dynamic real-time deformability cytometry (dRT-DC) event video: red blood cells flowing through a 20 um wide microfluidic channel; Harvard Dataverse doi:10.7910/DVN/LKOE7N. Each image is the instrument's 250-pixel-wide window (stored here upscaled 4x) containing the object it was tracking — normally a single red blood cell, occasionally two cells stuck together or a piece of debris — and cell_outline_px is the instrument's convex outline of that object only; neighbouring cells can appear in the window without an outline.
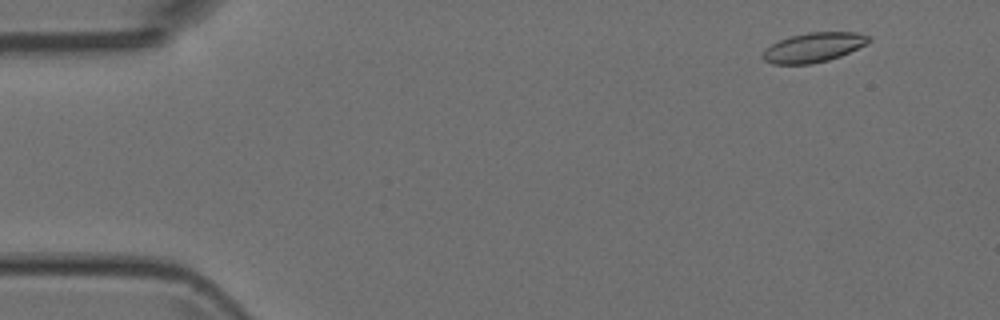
{"species": "Egyptian fruit bat (a non-hibernating species)", "species_latin": "Rousettus aegyptiacus", "temperature_condition": "room temperature", "stored_images_in_passage": 51, "camera_frame_rate_fps": 3000, "um_per_image_px": 0.085, "animal": {"sex": "female"}, "frame": {"image": 1, "passage_image": 4, "time_ms": 1.0, "image_size_px": [1000, 320], "cell_outline_px": [[872, 40], [868, 44], [840, 56], [828, 60], [812, 64], [772, 64], [764, 60], [764, 52], [772, 44], [788, 36], [808, 32], [860, 32], [872, 36]], "centroid_in_image_um": [69.24, 4.01], "position_along_channel_um": 15.8, "area_um2": 18.32}}
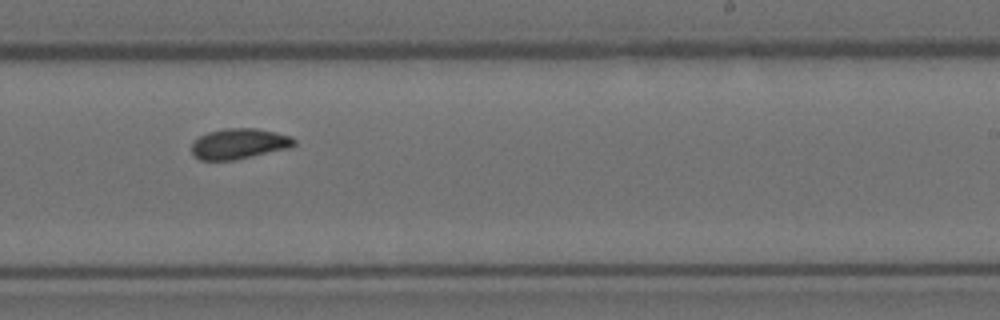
{"frame": {"image": 2, "passage_image": 31, "time_ms": 10.0, "image_size_px": [1000, 320], "cell_outline_px": [[296, 144], [292, 148], [236, 160], [200, 160], [192, 152], [192, 140], [208, 132], [224, 128], [256, 128], [276, 132], [292, 136], [296, 140]], "centroid_in_image_um": [20.37, 12.22], "position_along_channel_um": 268.6, "area_um2": 18.55}}
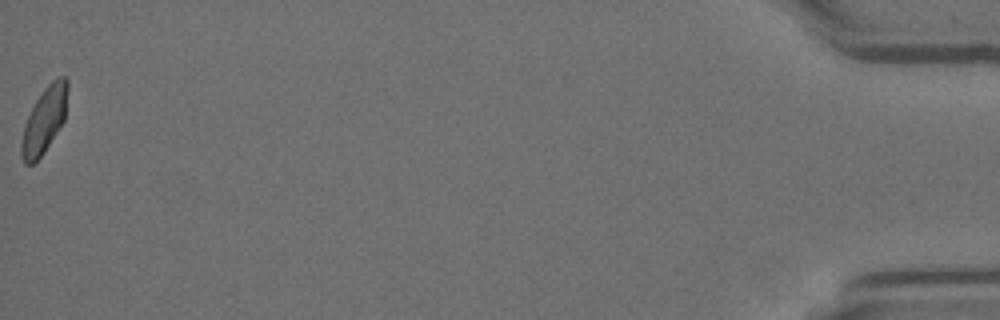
{"frame": {"image": 3, "passage_image": 51, "time_ms": 16.667, "image_size_px": [1000, 320], "cell_outline_px": [[68, 92], [64, 120], [44, 152], [32, 164], [24, 164], [20, 156], [20, 144], [24, 124], [36, 100], [44, 88], [52, 80], [60, 76], [64, 76], [68, 80]], "centroid_in_image_um": [3.75, 10.2], "position_along_channel_um": 431.4, "area_um2": 17.69}}